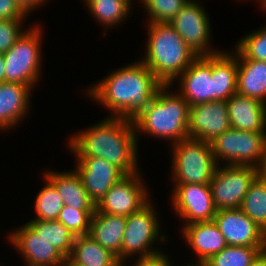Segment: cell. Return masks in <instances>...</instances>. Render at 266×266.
Listing matches in <instances>:
<instances>
[{"instance_id": "6da1fadb", "label": "cell", "mask_w": 266, "mask_h": 266, "mask_svg": "<svg viewBox=\"0 0 266 266\" xmlns=\"http://www.w3.org/2000/svg\"><path fill=\"white\" fill-rule=\"evenodd\" d=\"M138 143L132 120L108 116L85 131L73 134L67 147L76 157H100L125 175H131L140 172Z\"/></svg>"}, {"instance_id": "7a4b0ae2", "label": "cell", "mask_w": 266, "mask_h": 266, "mask_svg": "<svg viewBox=\"0 0 266 266\" xmlns=\"http://www.w3.org/2000/svg\"><path fill=\"white\" fill-rule=\"evenodd\" d=\"M163 84L142 61L112 71L87 90L91 100L105 106L112 117L133 120L155 97Z\"/></svg>"}, {"instance_id": "3957f363", "label": "cell", "mask_w": 266, "mask_h": 266, "mask_svg": "<svg viewBox=\"0 0 266 266\" xmlns=\"http://www.w3.org/2000/svg\"><path fill=\"white\" fill-rule=\"evenodd\" d=\"M147 30L145 56L140 61L163 85L172 86L177 77L198 55L191 50L169 22L148 23Z\"/></svg>"}, {"instance_id": "277c9868", "label": "cell", "mask_w": 266, "mask_h": 266, "mask_svg": "<svg viewBox=\"0 0 266 266\" xmlns=\"http://www.w3.org/2000/svg\"><path fill=\"white\" fill-rule=\"evenodd\" d=\"M169 86L162 85L149 105L132 121L136 134L140 131L169 139L173 145L189 137V105L178 92L173 94Z\"/></svg>"}, {"instance_id": "5b68a950", "label": "cell", "mask_w": 266, "mask_h": 266, "mask_svg": "<svg viewBox=\"0 0 266 266\" xmlns=\"http://www.w3.org/2000/svg\"><path fill=\"white\" fill-rule=\"evenodd\" d=\"M172 181L174 184H209L218 164L210 142L194 138L172 145Z\"/></svg>"}, {"instance_id": "8992f818", "label": "cell", "mask_w": 266, "mask_h": 266, "mask_svg": "<svg viewBox=\"0 0 266 266\" xmlns=\"http://www.w3.org/2000/svg\"><path fill=\"white\" fill-rule=\"evenodd\" d=\"M40 26H30L4 53L5 82L20 83L32 89L41 75L42 34ZM42 32V33H41ZM36 83V84H35Z\"/></svg>"}, {"instance_id": "52a82bcc", "label": "cell", "mask_w": 266, "mask_h": 266, "mask_svg": "<svg viewBox=\"0 0 266 266\" xmlns=\"http://www.w3.org/2000/svg\"><path fill=\"white\" fill-rule=\"evenodd\" d=\"M152 202H148L139 211L126 217V228L122 240V263L133 255L137 259H147L163 254V251L153 249L155 241L165 242L167 239L161 234L159 220ZM161 234V236H160ZM154 242V243H153ZM152 248V249H151ZM138 254V255H137Z\"/></svg>"}, {"instance_id": "ba28073f", "label": "cell", "mask_w": 266, "mask_h": 266, "mask_svg": "<svg viewBox=\"0 0 266 266\" xmlns=\"http://www.w3.org/2000/svg\"><path fill=\"white\" fill-rule=\"evenodd\" d=\"M266 144V133L241 131L230 128L211 142L213 157L218 166L225 160L226 165L254 166L259 168Z\"/></svg>"}, {"instance_id": "9c48e42d", "label": "cell", "mask_w": 266, "mask_h": 266, "mask_svg": "<svg viewBox=\"0 0 266 266\" xmlns=\"http://www.w3.org/2000/svg\"><path fill=\"white\" fill-rule=\"evenodd\" d=\"M258 175V168L254 166L219 165L209 183L215 208H240L251 183Z\"/></svg>"}, {"instance_id": "30bf717a", "label": "cell", "mask_w": 266, "mask_h": 266, "mask_svg": "<svg viewBox=\"0 0 266 266\" xmlns=\"http://www.w3.org/2000/svg\"><path fill=\"white\" fill-rule=\"evenodd\" d=\"M201 3L189 0L169 22L185 43L198 56H207L220 52L211 48V24Z\"/></svg>"}, {"instance_id": "8fae6325", "label": "cell", "mask_w": 266, "mask_h": 266, "mask_svg": "<svg viewBox=\"0 0 266 266\" xmlns=\"http://www.w3.org/2000/svg\"><path fill=\"white\" fill-rule=\"evenodd\" d=\"M140 174L138 172L122 177L96 204V210L125 217L139 211L150 201L149 190Z\"/></svg>"}, {"instance_id": "7c38bea8", "label": "cell", "mask_w": 266, "mask_h": 266, "mask_svg": "<svg viewBox=\"0 0 266 266\" xmlns=\"http://www.w3.org/2000/svg\"><path fill=\"white\" fill-rule=\"evenodd\" d=\"M173 209L184 219V225L213 221L217 209L209 184H174Z\"/></svg>"}, {"instance_id": "4fadbf2b", "label": "cell", "mask_w": 266, "mask_h": 266, "mask_svg": "<svg viewBox=\"0 0 266 266\" xmlns=\"http://www.w3.org/2000/svg\"><path fill=\"white\" fill-rule=\"evenodd\" d=\"M227 245L266 247L264 232L240 208L220 209L213 219Z\"/></svg>"}, {"instance_id": "5bb4252c", "label": "cell", "mask_w": 266, "mask_h": 266, "mask_svg": "<svg viewBox=\"0 0 266 266\" xmlns=\"http://www.w3.org/2000/svg\"><path fill=\"white\" fill-rule=\"evenodd\" d=\"M230 128L226 101H210L189 107V138L211 142Z\"/></svg>"}, {"instance_id": "9a60e30c", "label": "cell", "mask_w": 266, "mask_h": 266, "mask_svg": "<svg viewBox=\"0 0 266 266\" xmlns=\"http://www.w3.org/2000/svg\"><path fill=\"white\" fill-rule=\"evenodd\" d=\"M9 242L21 253L27 266H64L67 258L26 223L11 232Z\"/></svg>"}, {"instance_id": "2e32d148", "label": "cell", "mask_w": 266, "mask_h": 266, "mask_svg": "<svg viewBox=\"0 0 266 266\" xmlns=\"http://www.w3.org/2000/svg\"><path fill=\"white\" fill-rule=\"evenodd\" d=\"M76 163L75 170L95 205L125 176L120 169L100 157H77Z\"/></svg>"}, {"instance_id": "e0dca14e", "label": "cell", "mask_w": 266, "mask_h": 266, "mask_svg": "<svg viewBox=\"0 0 266 266\" xmlns=\"http://www.w3.org/2000/svg\"><path fill=\"white\" fill-rule=\"evenodd\" d=\"M212 55L198 56L179 78L178 93L188 102L189 107L214 101Z\"/></svg>"}, {"instance_id": "ac0fdd59", "label": "cell", "mask_w": 266, "mask_h": 266, "mask_svg": "<svg viewBox=\"0 0 266 266\" xmlns=\"http://www.w3.org/2000/svg\"><path fill=\"white\" fill-rule=\"evenodd\" d=\"M180 231L185 242L197 254L198 260L196 264L199 265H203L212 256L228 246L225 237L221 234L214 221L184 225Z\"/></svg>"}, {"instance_id": "d6986e66", "label": "cell", "mask_w": 266, "mask_h": 266, "mask_svg": "<svg viewBox=\"0 0 266 266\" xmlns=\"http://www.w3.org/2000/svg\"><path fill=\"white\" fill-rule=\"evenodd\" d=\"M226 102L231 128L266 133V103L239 93Z\"/></svg>"}, {"instance_id": "ffe728a7", "label": "cell", "mask_w": 266, "mask_h": 266, "mask_svg": "<svg viewBox=\"0 0 266 266\" xmlns=\"http://www.w3.org/2000/svg\"><path fill=\"white\" fill-rule=\"evenodd\" d=\"M33 89L20 83H0V131L17 126L26 117ZM17 124V125H16Z\"/></svg>"}, {"instance_id": "44dd1931", "label": "cell", "mask_w": 266, "mask_h": 266, "mask_svg": "<svg viewBox=\"0 0 266 266\" xmlns=\"http://www.w3.org/2000/svg\"><path fill=\"white\" fill-rule=\"evenodd\" d=\"M125 228V216L110 215L95 209L88 235L114 254L122 263V240Z\"/></svg>"}, {"instance_id": "7402d4cb", "label": "cell", "mask_w": 266, "mask_h": 266, "mask_svg": "<svg viewBox=\"0 0 266 266\" xmlns=\"http://www.w3.org/2000/svg\"><path fill=\"white\" fill-rule=\"evenodd\" d=\"M44 178H47L56 187L66 206L76 210L96 209L95 203L89 198L81 176L76 170L71 172L46 170Z\"/></svg>"}, {"instance_id": "603a6c76", "label": "cell", "mask_w": 266, "mask_h": 266, "mask_svg": "<svg viewBox=\"0 0 266 266\" xmlns=\"http://www.w3.org/2000/svg\"><path fill=\"white\" fill-rule=\"evenodd\" d=\"M237 49L234 53L220 51L212 54L214 101H227L237 93Z\"/></svg>"}, {"instance_id": "cb8c5ba5", "label": "cell", "mask_w": 266, "mask_h": 266, "mask_svg": "<svg viewBox=\"0 0 266 266\" xmlns=\"http://www.w3.org/2000/svg\"><path fill=\"white\" fill-rule=\"evenodd\" d=\"M237 93L266 103V62L246 59L237 50Z\"/></svg>"}, {"instance_id": "d4e9b609", "label": "cell", "mask_w": 266, "mask_h": 266, "mask_svg": "<svg viewBox=\"0 0 266 266\" xmlns=\"http://www.w3.org/2000/svg\"><path fill=\"white\" fill-rule=\"evenodd\" d=\"M67 261L72 266H123L117 257L89 235L75 237Z\"/></svg>"}, {"instance_id": "484cf974", "label": "cell", "mask_w": 266, "mask_h": 266, "mask_svg": "<svg viewBox=\"0 0 266 266\" xmlns=\"http://www.w3.org/2000/svg\"><path fill=\"white\" fill-rule=\"evenodd\" d=\"M27 224L32 230L50 244L55 246L67 259L70 257L74 245L75 236L57 220H30Z\"/></svg>"}, {"instance_id": "4316f807", "label": "cell", "mask_w": 266, "mask_h": 266, "mask_svg": "<svg viewBox=\"0 0 266 266\" xmlns=\"http://www.w3.org/2000/svg\"><path fill=\"white\" fill-rule=\"evenodd\" d=\"M90 14L109 29L122 23L130 14L131 0H84Z\"/></svg>"}, {"instance_id": "83f0119b", "label": "cell", "mask_w": 266, "mask_h": 266, "mask_svg": "<svg viewBox=\"0 0 266 266\" xmlns=\"http://www.w3.org/2000/svg\"><path fill=\"white\" fill-rule=\"evenodd\" d=\"M240 209L266 232V179L259 175L255 178Z\"/></svg>"}, {"instance_id": "f1b7e54d", "label": "cell", "mask_w": 266, "mask_h": 266, "mask_svg": "<svg viewBox=\"0 0 266 266\" xmlns=\"http://www.w3.org/2000/svg\"><path fill=\"white\" fill-rule=\"evenodd\" d=\"M266 247L226 246L212 256L204 266H251Z\"/></svg>"}, {"instance_id": "f546056e", "label": "cell", "mask_w": 266, "mask_h": 266, "mask_svg": "<svg viewBox=\"0 0 266 266\" xmlns=\"http://www.w3.org/2000/svg\"><path fill=\"white\" fill-rule=\"evenodd\" d=\"M45 180L46 185L35 199L34 207L37 216L33 220L53 221L57 220L65 204L56 187L47 178Z\"/></svg>"}, {"instance_id": "4dcf8cb0", "label": "cell", "mask_w": 266, "mask_h": 266, "mask_svg": "<svg viewBox=\"0 0 266 266\" xmlns=\"http://www.w3.org/2000/svg\"><path fill=\"white\" fill-rule=\"evenodd\" d=\"M189 0H140L146 9L149 23H168Z\"/></svg>"}, {"instance_id": "1f68e13d", "label": "cell", "mask_w": 266, "mask_h": 266, "mask_svg": "<svg viewBox=\"0 0 266 266\" xmlns=\"http://www.w3.org/2000/svg\"><path fill=\"white\" fill-rule=\"evenodd\" d=\"M95 210H76L64 205L57 221L61 222L75 237L88 235Z\"/></svg>"}, {"instance_id": "d6a6232c", "label": "cell", "mask_w": 266, "mask_h": 266, "mask_svg": "<svg viewBox=\"0 0 266 266\" xmlns=\"http://www.w3.org/2000/svg\"><path fill=\"white\" fill-rule=\"evenodd\" d=\"M235 48L246 58L266 62V27L255 30L238 41Z\"/></svg>"}, {"instance_id": "836d02e7", "label": "cell", "mask_w": 266, "mask_h": 266, "mask_svg": "<svg viewBox=\"0 0 266 266\" xmlns=\"http://www.w3.org/2000/svg\"><path fill=\"white\" fill-rule=\"evenodd\" d=\"M23 20H0V54L6 53L23 34Z\"/></svg>"}, {"instance_id": "e575fe53", "label": "cell", "mask_w": 266, "mask_h": 266, "mask_svg": "<svg viewBox=\"0 0 266 266\" xmlns=\"http://www.w3.org/2000/svg\"><path fill=\"white\" fill-rule=\"evenodd\" d=\"M29 16L16 0H0V20H25Z\"/></svg>"}, {"instance_id": "d590c367", "label": "cell", "mask_w": 266, "mask_h": 266, "mask_svg": "<svg viewBox=\"0 0 266 266\" xmlns=\"http://www.w3.org/2000/svg\"><path fill=\"white\" fill-rule=\"evenodd\" d=\"M168 258L169 257L163 253L152 258L137 259L132 266H171V260Z\"/></svg>"}, {"instance_id": "8d00e7d4", "label": "cell", "mask_w": 266, "mask_h": 266, "mask_svg": "<svg viewBox=\"0 0 266 266\" xmlns=\"http://www.w3.org/2000/svg\"><path fill=\"white\" fill-rule=\"evenodd\" d=\"M16 2L27 14H30L34 9L39 8L41 5L43 6L46 0H16Z\"/></svg>"}, {"instance_id": "74e56055", "label": "cell", "mask_w": 266, "mask_h": 266, "mask_svg": "<svg viewBox=\"0 0 266 266\" xmlns=\"http://www.w3.org/2000/svg\"><path fill=\"white\" fill-rule=\"evenodd\" d=\"M251 266H266V249L257 256Z\"/></svg>"}, {"instance_id": "f35d334b", "label": "cell", "mask_w": 266, "mask_h": 266, "mask_svg": "<svg viewBox=\"0 0 266 266\" xmlns=\"http://www.w3.org/2000/svg\"><path fill=\"white\" fill-rule=\"evenodd\" d=\"M259 176L266 179V144L264 148V157L260 167L258 168Z\"/></svg>"}, {"instance_id": "ab89813d", "label": "cell", "mask_w": 266, "mask_h": 266, "mask_svg": "<svg viewBox=\"0 0 266 266\" xmlns=\"http://www.w3.org/2000/svg\"><path fill=\"white\" fill-rule=\"evenodd\" d=\"M5 82V61L4 55L0 54V83Z\"/></svg>"}, {"instance_id": "60d3db41", "label": "cell", "mask_w": 266, "mask_h": 266, "mask_svg": "<svg viewBox=\"0 0 266 266\" xmlns=\"http://www.w3.org/2000/svg\"><path fill=\"white\" fill-rule=\"evenodd\" d=\"M263 10L266 11V0H260Z\"/></svg>"}, {"instance_id": "b9f144b4", "label": "cell", "mask_w": 266, "mask_h": 266, "mask_svg": "<svg viewBox=\"0 0 266 266\" xmlns=\"http://www.w3.org/2000/svg\"><path fill=\"white\" fill-rule=\"evenodd\" d=\"M183 266H185V265H183ZM186 266H204V265H199V264H195V263L194 264L192 263V265H191V263H190L189 265L187 264Z\"/></svg>"}, {"instance_id": "7bdbcfd3", "label": "cell", "mask_w": 266, "mask_h": 266, "mask_svg": "<svg viewBox=\"0 0 266 266\" xmlns=\"http://www.w3.org/2000/svg\"><path fill=\"white\" fill-rule=\"evenodd\" d=\"M64 266H72V265L67 261Z\"/></svg>"}]
</instances>
